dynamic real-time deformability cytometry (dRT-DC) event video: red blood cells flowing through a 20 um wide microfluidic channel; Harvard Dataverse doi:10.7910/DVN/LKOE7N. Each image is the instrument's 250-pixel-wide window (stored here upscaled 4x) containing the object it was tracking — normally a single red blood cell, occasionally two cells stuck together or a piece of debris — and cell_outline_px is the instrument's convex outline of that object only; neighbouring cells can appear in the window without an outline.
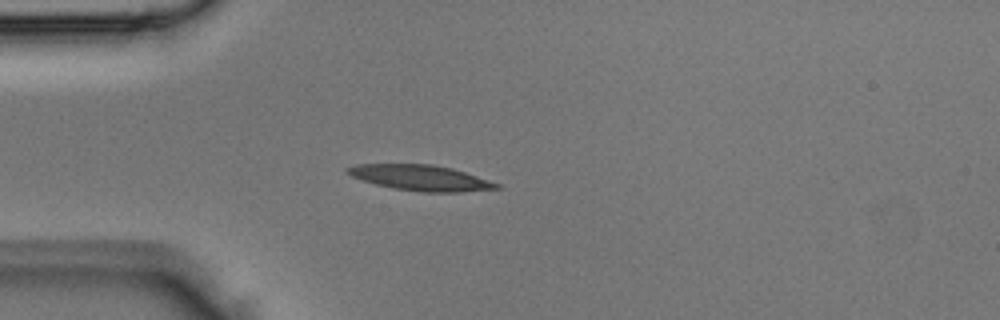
{"species": "Egyptian fruit bat (a non-hibernating species)", "species_latin": "Rousettus aegyptiacus", "temperature_condition": "room temperature", "stored_images_in_passage": 3, "camera_frame_rate_fps": 3000, "um_per_image_px": 0.085, "animal": {"sex": "male"}, "frame": {"image": 1, "passage_image": 3, "time_ms": 0.667, "image_size_px": [1000, 320], "cell_outline_px": [[504, 188], [460, 192], [424, 192], [396, 188], [376, 184], [352, 176], [344, 172], [344, 168], [356, 164], [432, 164], [452, 168], [500, 184]], "centroid_in_image_um": [35.75, 15.1], "position_along_channel_um": 49.2, "area_um2": 22.08}}